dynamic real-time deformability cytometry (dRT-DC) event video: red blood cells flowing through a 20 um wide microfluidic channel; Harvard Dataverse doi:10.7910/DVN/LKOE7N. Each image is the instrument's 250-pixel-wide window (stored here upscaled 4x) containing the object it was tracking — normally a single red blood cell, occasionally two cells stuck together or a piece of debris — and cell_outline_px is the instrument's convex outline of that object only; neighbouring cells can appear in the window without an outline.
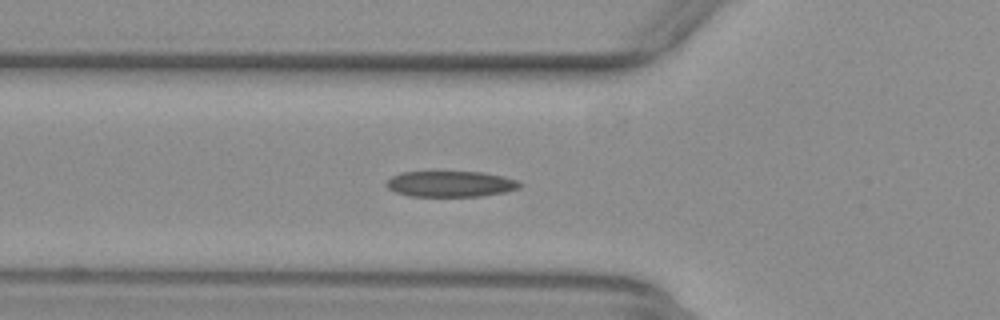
{"species": "common noctule bat (a hibernating species)", "species_latin": "Nyctalus noctula", "temperature_condition": "warm", "stored_images_in_passage": 45, "camera_frame_rate_fps": 3000, "um_per_image_px": 0.085, "animal": {"sex": "female", "body_mass_g": 29.2, "forearm_length_mm": 56.3}, "frame": {"image": 1, "passage_image": 18, "time_ms": 5.667, "image_size_px": [1000, 320], "cell_outline_px": [[524, 184], [520, 188], [508, 192], [480, 196], [408, 196], [396, 192], [388, 188], [384, 184], [392, 176], [400, 172], [480, 172], [500, 176], [516, 180]], "centroid_in_image_um": [38.3, 15.64], "position_along_channel_um": 87.5, "area_um2": 20.11}}
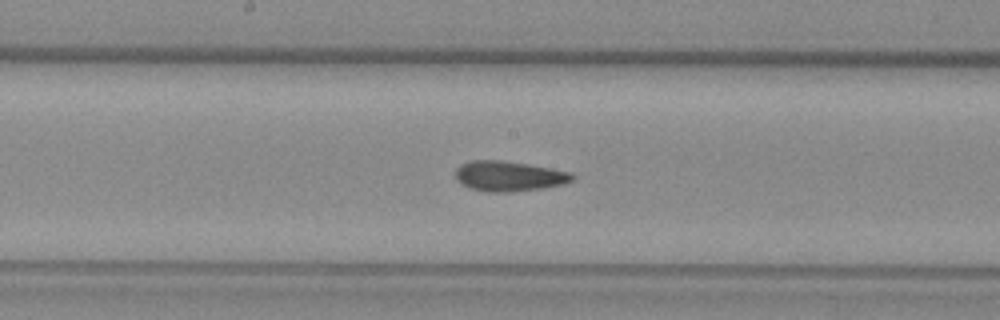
{"frame": {"image": 2, "passage_image": 27, "time_ms": 8.667, "image_size_px": [1000, 320], "cell_outline_px": [[576, 176], [572, 180], [564, 184], [540, 188], [512, 192], [484, 192], [468, 188], [460, 184], [456, 180], [456, 168], [460, 164], [472, 160], [500, 160], [528, 164], [572, 172]], "centroid_in_image_um": [43.23, 14.98], "position_along_channel_um": 205.0, "area_um2": 20.75}}
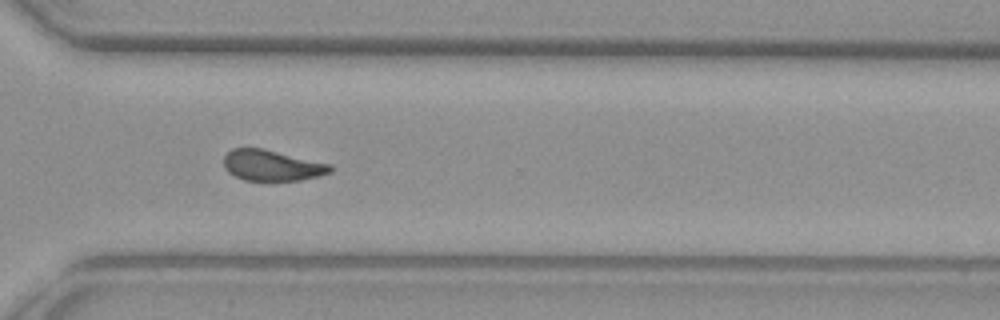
{"frame": {"image": 3, "passage_image": 38, "time_ms": 12.333, "image_size_px": [1000, 320], "cell_outline_px": [[332, 172], [320, 176], [300, 180], [244, 180], [228, 172], [224, 168], [224, 156], [232, 148], [264, 148], [332, 164]], "centroid_in_image_um": [23.14, 14.05], "position_along_channel_um": 347.5, "area_um2": 19.25}, "authors_computed_cell_mechanics": {"area_um2": 19.8254, "velocity_mm_per_s": 3.8949, "shape_relaxation_time_tau1_ms": 9.5824, "shape_relaxation_time_tau2_ms": 2.0767, "deformation_change_tau1": 0.2165, "deformation_change_tau2": 0.0947}}